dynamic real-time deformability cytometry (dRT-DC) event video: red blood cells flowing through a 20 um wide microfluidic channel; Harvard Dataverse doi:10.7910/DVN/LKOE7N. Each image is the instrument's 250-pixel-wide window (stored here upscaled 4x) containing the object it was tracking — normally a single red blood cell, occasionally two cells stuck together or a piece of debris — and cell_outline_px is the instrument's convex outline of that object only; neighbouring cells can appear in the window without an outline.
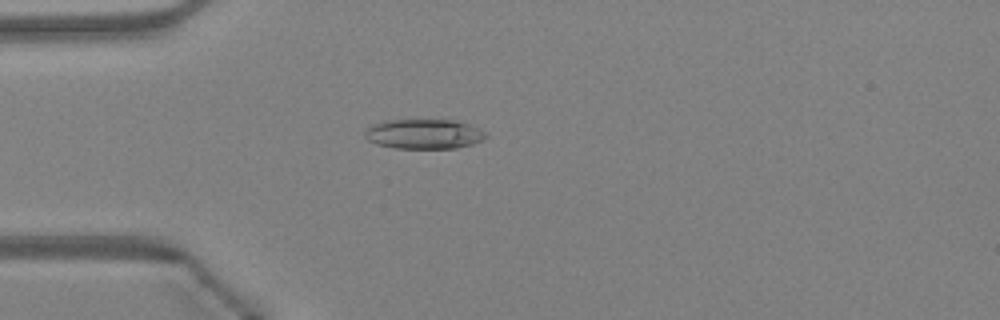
{"species": "Egyptian fruit bat (a non-hibernating species)", "species_latin": "Rousettus aegyptiacus", "temperature_condition": "warm", "stored_images_in_passage": 46, "camera_frame_rate_fps": 3000, "um_per_image_px": 0.085, "animal": {"sex": "female"}, "frame": {"image": 1, "passage_image": 12, "time_ms": 3.667, "image_size_px": [1000, 320], "cell_outline_px": [[488, 136], [484, 140], [472, 144], [456, 148], [396, 148], [376, 144], [368, 140], [364, 136], [364, 132], [372, 124], [384, 120], [456, 120], [468, 124], [484, 132]], "centroid_in_image_um": [36.02, 11.39], "position_along_channel_um": 49.0, "area_um2": 20.98}}
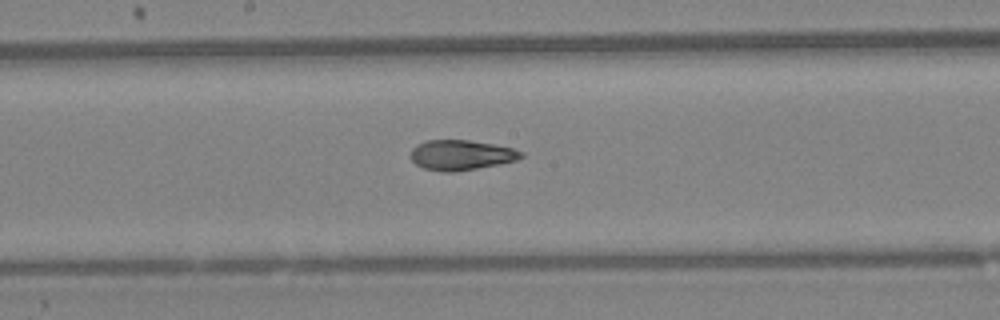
{"frame": {"image": 2, "passage_image": 24, "time_ms": 7.667, "image_size_px": [1000, 320], "cell_outline_px": [[524, 156], [516, 160], [500, 164], [452, 172], [444, 172], [424, 168], [416, 164], [412, 160], [412, 148], [416, 144], [428, 140], [468, 140], [492, 144], [512, 148], [524, 152]], "centroid_in_image_um": [39.2, 13.17], "position_along_channel_um": 209.0, "area_um2": 19.19}}
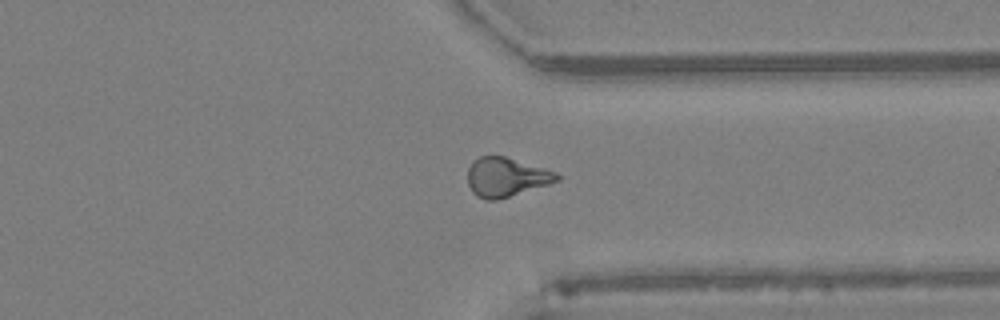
{"frame": {"image": 3, "passage_image": 35, "time_ms": 11.333, "image_size_px": [1000, 320], "cell_outline_px": [[560, 180], [548, 184], [496, 200], [488, 200], [476, 196], [472, 192], [468, 184], [468, 168], [472, 160], [480, 156], [504, 156], [544, 168], [556, 172], [560, 176]], "centroid_in_image_um": [42.99, 15.05], "position_along_channel_um": 368.4, "area_um2": 20.17}, "authors_computed_cell_mechanics": {"area_um2": 20.1722, "velocity_mm_per_s": 4.3514, "shape_relaxation_time_tau1_ms": 6.8528, "shape_relaxation_time_tau2_ms": 2.0692, "deformation_change_tau1": 0.1973, "deformation_change_tau2": 0.0891}}